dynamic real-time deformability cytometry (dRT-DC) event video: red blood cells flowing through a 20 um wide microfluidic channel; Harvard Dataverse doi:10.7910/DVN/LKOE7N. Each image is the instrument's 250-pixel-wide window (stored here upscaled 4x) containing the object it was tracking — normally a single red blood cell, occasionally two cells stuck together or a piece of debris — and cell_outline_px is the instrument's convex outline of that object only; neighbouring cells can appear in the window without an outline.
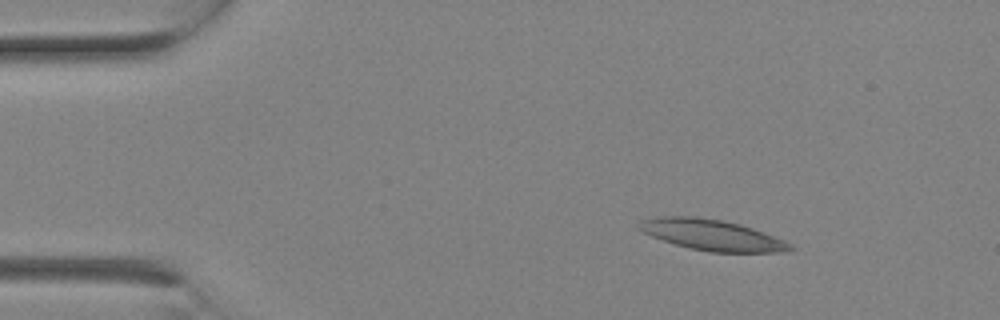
{"species": "Egyptian fruit bat (a non-hibernating species)", "species_latin": "Rousettus aegyptiacus", "temperature_condition": "room temperature", "stored_images_in_passage": 3, "camera_frame_rate_fps": 3000, "um_per_image_px": 0.085, "animal": {"sex": "female"}, "frame": {"image": 1, "passage_image": 2, "time_ms": 0.333, "image_size_px": [1000, 320], "cell_outline_px": [[796, 248], [780, 252], [712, 252], [688, 248], [652, 236], [636, 228], [636, 224], [640, 220], [664, 216], [696, 216], [720, 220], [740, 224], [764, 232], [784, 240], [792, 244]], "centroid_in_image_um": [60.51, 19.97], "position_along_channel_um": 24.5, "area_um2": 27.05}}